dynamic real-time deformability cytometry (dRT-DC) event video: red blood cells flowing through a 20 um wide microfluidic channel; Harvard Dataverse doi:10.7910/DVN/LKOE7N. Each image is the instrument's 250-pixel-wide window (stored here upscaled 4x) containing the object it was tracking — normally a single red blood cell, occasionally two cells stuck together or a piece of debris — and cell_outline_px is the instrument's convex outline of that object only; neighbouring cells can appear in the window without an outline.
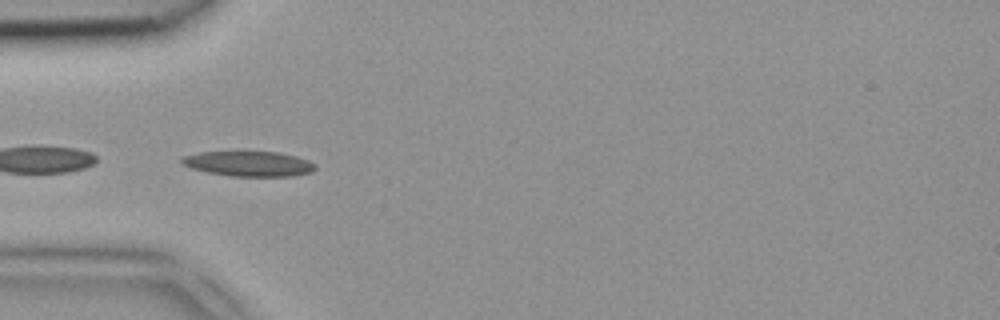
{"species": "common noctule bat (a hibernating species)", "species_latin": "Nyctalus noctula", "temperature_condition": "room temperature", "stored_images_in_passage": 5, "camera_frame_rate_fps": 3000, "um_per_image_px": 0.085, "animal": {"sex": "female", "body_mass_g": 18.4}, "frame": {"image": 1, "passage_image": 5, "time_ms": 1.333, "image_size_px": [1000, 320], "cell_outline_px": [[316, 168], [312, 172], [292, 176], [232, 176], [208, 172], [192, 168], [184, 164], [180, 160], [184, 156], [200, 152], [236, 148], [244, 148], [280, 152], [296, 156], [308, 160], [316, 164]], "centroid_in_image_um": [21.15, 13.85], "position_along_channel_um": 63.8, "area_um2": 20.63}}